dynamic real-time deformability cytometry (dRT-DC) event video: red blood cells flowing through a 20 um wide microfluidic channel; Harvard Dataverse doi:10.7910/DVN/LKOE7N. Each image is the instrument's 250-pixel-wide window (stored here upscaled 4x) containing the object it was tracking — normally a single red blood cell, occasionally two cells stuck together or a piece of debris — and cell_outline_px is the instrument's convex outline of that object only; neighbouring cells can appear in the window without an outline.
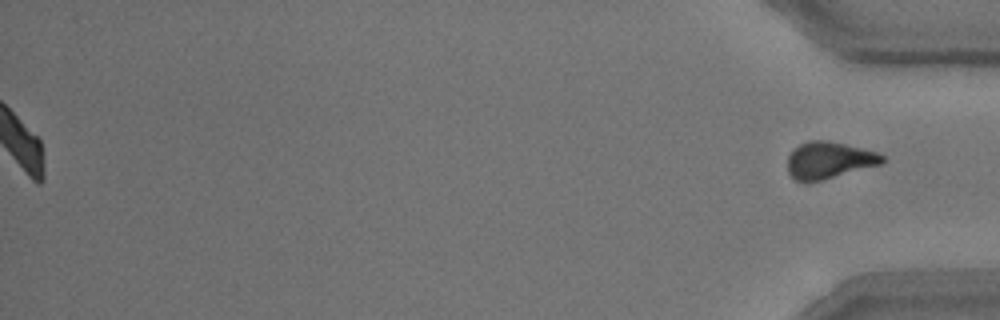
{"species": "common noctule bat (a hibernating species)", "species_latin": "Nyctalus noctula", "temperature_condition": "room temperature", "stored_images_in_passage": 53, "segment_of_instrument_passage": [2, 2], "camera_frame_rate_fps": 3000, "um_per_image_px": 0.085, "animal": {"sex": "male", "body_mass_g": 15.6}, "frame": {"image": 1, "passage_image": 53, "time_ms": 17.333, "image_size_px": [1000, 320], "cell_outline_px": [[888, 160], [880, 164], [820, 180], [796, 180], [788, 172], [788, 156], [792, 148], [808, 140], [828, 140], [880, 152]], "centroid_in_image_um": [70.49, 13.57], "position_along_channel_um": 364.7, "area_um2": 20.17}}